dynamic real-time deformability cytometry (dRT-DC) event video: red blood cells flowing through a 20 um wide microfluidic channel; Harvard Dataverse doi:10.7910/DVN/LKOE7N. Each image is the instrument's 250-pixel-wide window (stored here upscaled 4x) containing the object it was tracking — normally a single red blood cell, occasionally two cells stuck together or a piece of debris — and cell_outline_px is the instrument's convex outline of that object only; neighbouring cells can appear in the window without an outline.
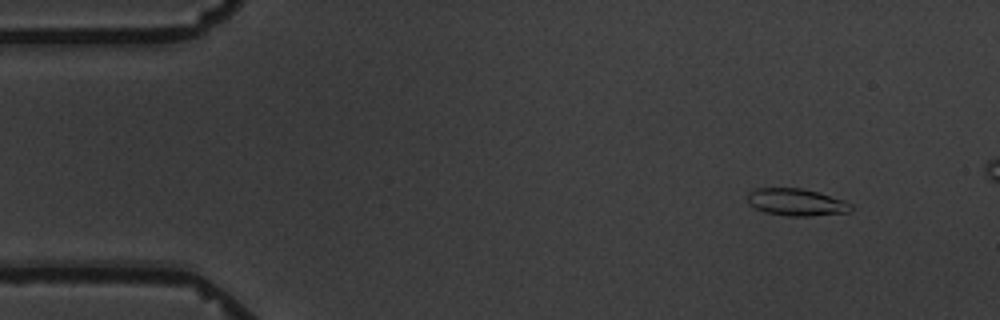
{"species": "common noctule bat (a hibernating species)", "species_latin": "Nyctalus noctula", "temperature_condition": "warm", "stored_images_in_passage": 5, "camera_frame_rate_fps": 3000, "um_per_image_px": 0.085, "animal": {"sex": "male", "body_mass_g": 19.5, "forearm_length_mm": 54.6}, "frame": {"image": 1, "passage_image": 2, "time_ms": 1.333, "image_size_px": [1000, 320], "cell_outline_px": [[852, 208], [848, 212], [812, 216], [788, 216], [764, 212], [748, 204], [748, 192], [756, 188], [800, 188], [816, 192], [844, 200], [852, 204]], "centroid_in_image_um": [67.67, 17.19], "position_along_channel_um": 17.3, "area_um2": 16.3}}